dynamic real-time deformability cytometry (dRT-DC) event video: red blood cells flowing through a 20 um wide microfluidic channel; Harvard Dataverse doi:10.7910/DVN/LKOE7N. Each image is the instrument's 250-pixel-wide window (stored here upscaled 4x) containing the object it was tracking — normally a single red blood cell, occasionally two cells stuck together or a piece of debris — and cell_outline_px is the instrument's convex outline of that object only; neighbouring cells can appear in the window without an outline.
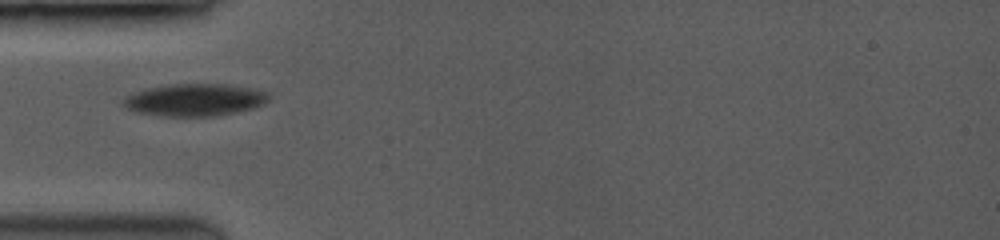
{"species": "common noctule bat (a hibernating species)", "species_latin": "Nyctalus noctula", "temperature_condition": "room temperature", "stored_images_in_passage": 30, "camera_frame_rate_fps": 3500, "um_per_image_px": 0.085, "animal": {"sex": "female", "body_mass_g": 19.0, "forearm_length_mm": 53.3}, "frame": {"image": 1, "passage_image": 1, "time_ms": 0.0, "image_size_px": [1000, 240], "cell_outline_px": [[268, 96], [260, 104], [252, 108], [212, 116], [164, 116], [136, 112], [128, 108], [124, 104], [124, 100], [128, 96], [148, 88], [176, 84], [224, 84], [264, 92]], "centroid_in_image_um": [16.48, 8.5], "position_along_channel_um": 68.5, "area_um2": 26.18}}
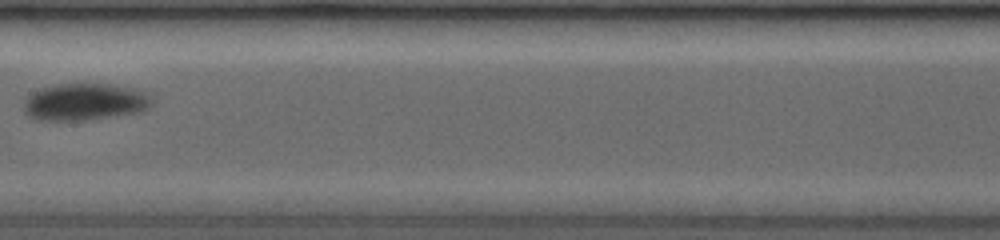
{"frame": {"image": 2, "passage_image": 14, "time_ms": 3.429, "image_size_px": [1000, 240], "cell_outline_px": [[148, 104], [144, 108], [132, 112], [80, 120], [48, 120], [32, 116], [28, 112], [28, 100], [36, 92], [44, 88], [64, 84], [108, 84], [144, 92], [148, 100]], "centroid_in_image_um": [7.2, 8.65], "position_along_channel_um": 200.2, "area_um2": 25.32}}
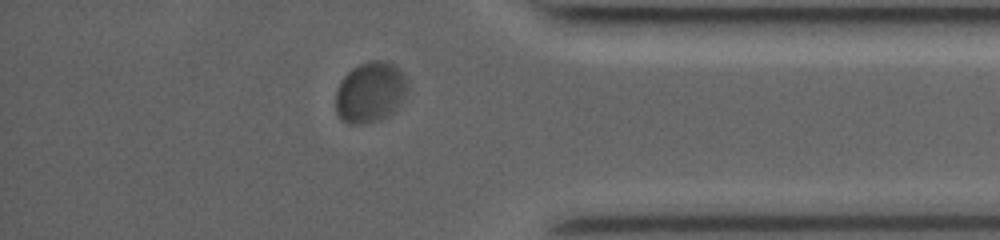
{"frame": {"image": 3, "passage_image": 25, "time_ms": 8.857, "image_size_px": [1000, 240], "cell_outline_px": [[408, 88], [400, 104], [388, 116], [380, 120], [360, 124], [348, 124], [340, 120], [336, 112], [336, 92], [340, 80], [352, 68], [360, 64], [372, 60], [388, 60], [408, 80]], "centroid_in_image_um": [31.45, 7.85], "position_along_channel_um": 403.7, "area_um2": 25.55}}